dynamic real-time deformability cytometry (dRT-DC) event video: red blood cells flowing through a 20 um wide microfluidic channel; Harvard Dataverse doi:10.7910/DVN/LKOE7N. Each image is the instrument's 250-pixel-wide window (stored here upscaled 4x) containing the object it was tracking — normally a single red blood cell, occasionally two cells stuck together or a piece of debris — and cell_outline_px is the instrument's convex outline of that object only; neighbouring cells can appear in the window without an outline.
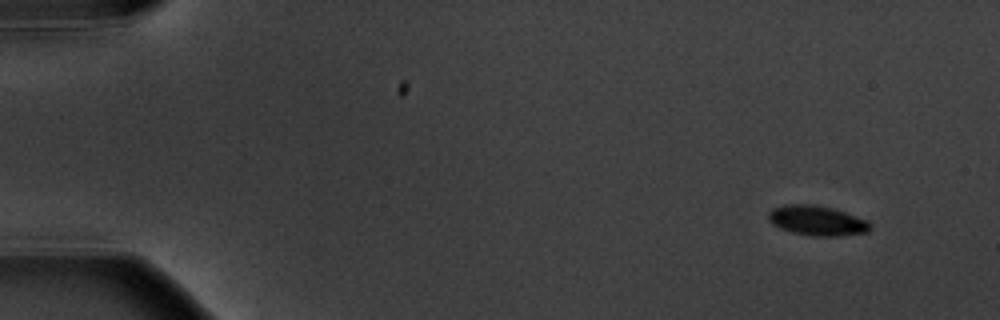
{"species": "common noctule bat (a hibernating species)", "species_latin": "Nyctalus noctula", "temperature_condition": "warm", "stored_images_in_passage": 5, "camera_frame_rate_fps": 3000, "um_per_image_px": 0.085, "animal": {"sex": "male", "body_mass_g": 20.1, "forearm_length_mm": 53.5}, "frame": {"image": 1, "passage_image": 1, "time_ms": 0.0, "image_size_px": [1000, 320], "cell_outline_px": [[872, 228], [868, 232], [840, 236], [812, 236], [792, 232], [780, 228], [772, 224], [768, 220], [768, 212], [772, 208], [784, 204], [816, 204], [832, 208], [868, 220], [872, 224]], "centroid_in_image_um": [69.45, 18.75], "position_along_channel_um": 15.6, "area_um2": 17.98}}
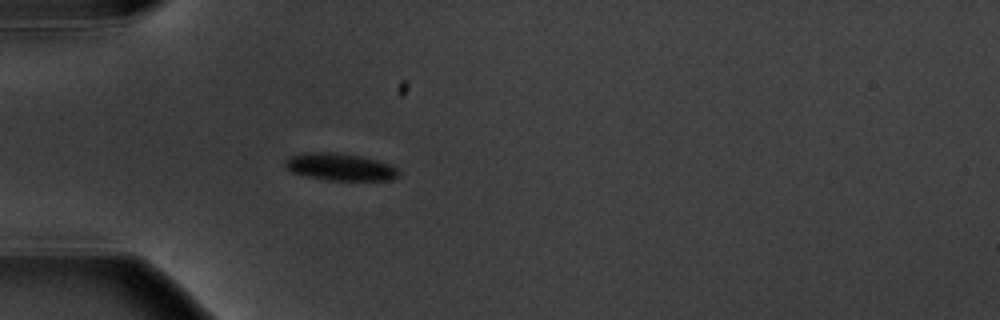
{"frame": {"image": 2, "passage_image": 5, "time_ms": 4.333, "image_size_px": [1000, 320], "cell_outline_px": [[400, 176], [388, 180], [324, 180], [292, 172], [284, 168], [284, 160], [288, 156], [304, 152], [336, 152], [360, 156], [392, 164], [400, 168]], "centroid_in_image_um": [28.9, 14.18], "position_along_channel_um": 56.1, "area_um2": 18.38}}